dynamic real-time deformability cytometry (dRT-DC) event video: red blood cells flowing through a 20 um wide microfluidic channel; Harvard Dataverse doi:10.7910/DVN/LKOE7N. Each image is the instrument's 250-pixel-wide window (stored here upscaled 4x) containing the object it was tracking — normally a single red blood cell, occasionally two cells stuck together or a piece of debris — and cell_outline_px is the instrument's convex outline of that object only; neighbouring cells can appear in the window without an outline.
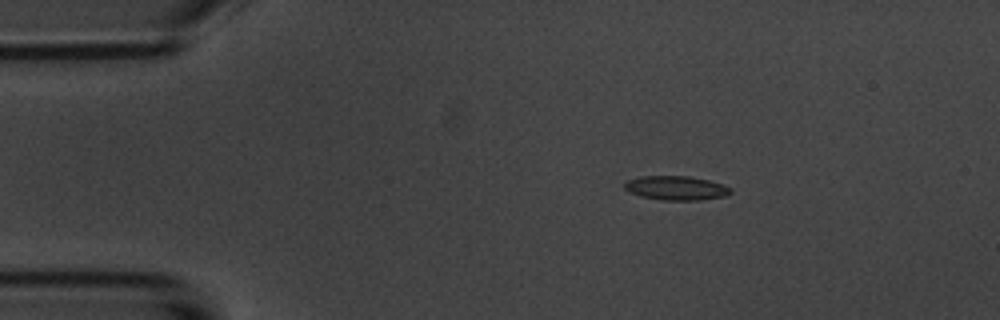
{"species": "common noctule bat (a hibernating species)", "species_latin": "Nyctalus noctula", "temperature_condition": "room temperature", "stored_images_in_passage": 3, "camera_frame_rate_fps": 3000, "um_per_image_px": 0.085, "animal": {"sex": "male", "body_mass_g": 20.1, "forearm_length_mm": 53.5}, "frame": {"image": 1, "passage_image": 2, "time_ms": 1.333, "image_size_px": [1000, 320], "cell_outline_px": [[732, 192], [724, 196], [700, 200], [660, 200], [640, 196], [628, 192], [624, 188], [624, 184], [628, 180], [640, 176], [688, 176], [708, 180], [732, 188]], "centroid_in_image_um": [57.44, 15.98], "position_along_channel_um": 27.6, "area_um2": 14.91}}